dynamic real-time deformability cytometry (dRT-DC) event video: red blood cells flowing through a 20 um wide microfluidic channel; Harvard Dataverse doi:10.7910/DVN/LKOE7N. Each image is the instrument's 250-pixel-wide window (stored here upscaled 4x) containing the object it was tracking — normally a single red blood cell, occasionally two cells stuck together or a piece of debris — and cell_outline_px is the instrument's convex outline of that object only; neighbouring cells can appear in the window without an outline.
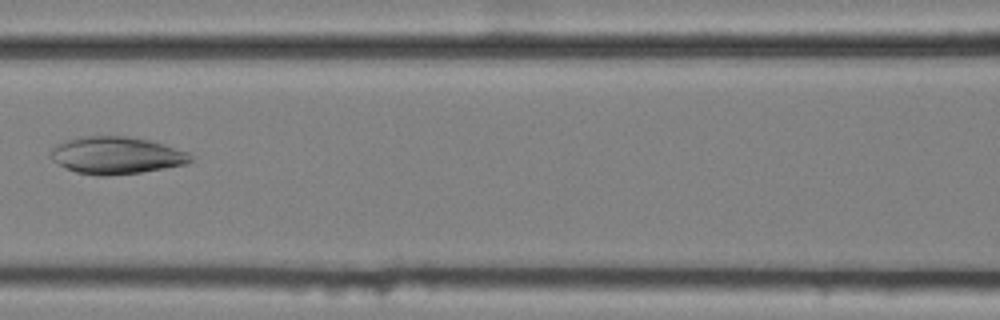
{"species": "common noctule bat (a hibernating species)", "species_latin": "Nyctalus noctula", "temperature_condition": "cold", "stored_images_in_passage": 10, "camera_frame_rate_fps": 3000, "um_per_image_px": 0.085, "animal": {"sex": "female", "body_mass_g": 25.1}, "frame": {"image": 1, "passage_image": 7, "time_ms": 2.0, "image_size_px": [1000, 320], "cell_outline_px": [[196, 156], [192, 160], [184, 164], [164, 168], [140, 172], [104, 176], [100, 176], [76, 172], [52, 160], [52, 148], [56, 144], [64, 140], [80, 136], [124, 136], [148, 140], [164, 144], [188, 152]], "centroid_in_image_um": [9.9, 13.19], "position_along_channel_um": 156.7, "area_um2": 30.17}}
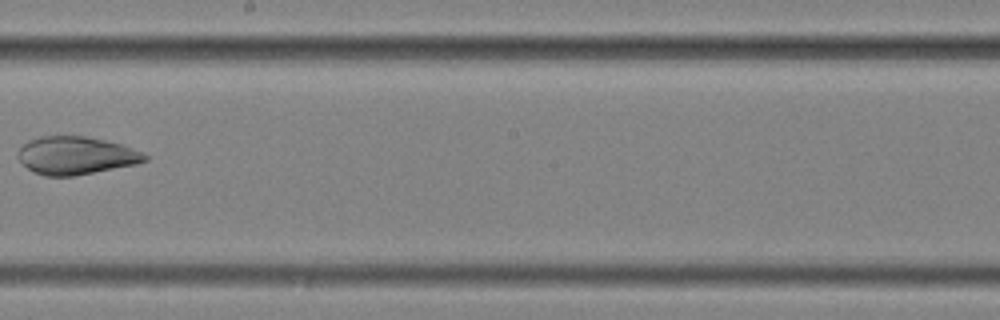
{"frame": {"image": 2, "passage_image": 9, "time_ms": 2.667, "image_size_px": [1000, 320], "cell_outline_px": [[148, 160], [136, 164], [72, 176], [44, 176], [28, 168], [16, 156], [16, 152], [28, 140], [40, 136], [88, 136], [120, 144], [140, 152], [148, 156]], "centroid_in_image_um": [6.42, 13.21], "position_along_channel_um": 241.8, "area_um2": 27.74}}
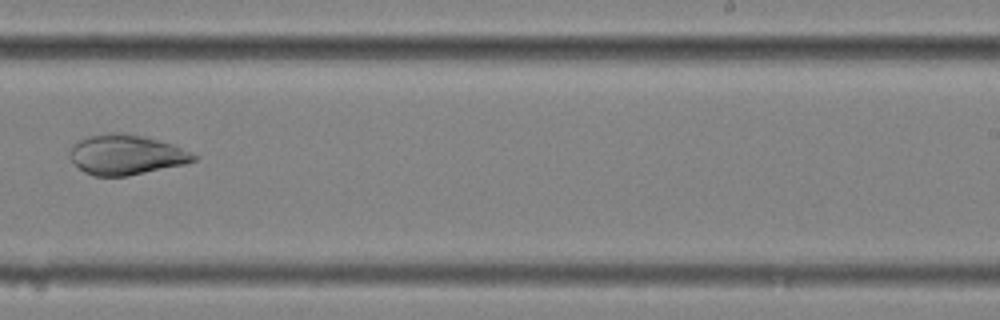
{"frame": {"image": 3, "passage_image": 10, "time_ms": 3.0, "image_size_px": [1000, 320], "cell_outline_px": [[200, 156], [196, 160], [184, 164], [128, 176], [92, 176], [84, 172], [68, 156], [72, 144], [88, 136], [112, 132], [120, 132], [144, 136], [172, 144], [192, 152]], "centroid_in_image_um": [10.72, 13.15], "position_along_channel_um": 278.3, "area_um2": 28.96}}